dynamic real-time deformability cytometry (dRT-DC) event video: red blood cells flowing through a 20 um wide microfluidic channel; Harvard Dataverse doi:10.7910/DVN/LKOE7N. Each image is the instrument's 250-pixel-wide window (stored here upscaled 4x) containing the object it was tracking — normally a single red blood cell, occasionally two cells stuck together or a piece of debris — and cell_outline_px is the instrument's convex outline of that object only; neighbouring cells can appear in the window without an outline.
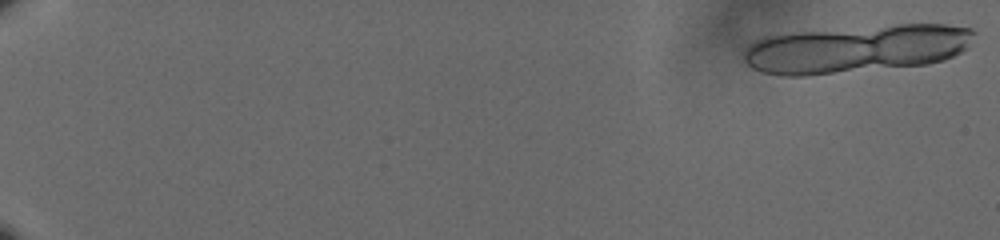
{"species": "human", "species_latin": "Homo sapiens", "temperature_condition": "cold", "stored_images_in_passage": 50, "segment_of_instrument_passage": [1, 2], "camera_frame_rate_fps": 3000, "um_per_image_px": 0.085, "donor": {"sex": "male"}, "frame": {"image": 1, "passage_image": 1, "time_ms": 0.0, "image_size_px": [1000, 240], "cell_outline_px": [[976, 32], [968, 48], [944, 60], [928, 64], [804, 76], [784, 76], [764, 72], [752, 68], [744, 60], [744, 52], [756, 40], [764, 36], [792, 32], [896, 24], [944, 24], [972, 28]], "centroid_in_image_um": [72.82, 4.14], "position_along_channel_um": 12.2, "area_um2": 64.45}}